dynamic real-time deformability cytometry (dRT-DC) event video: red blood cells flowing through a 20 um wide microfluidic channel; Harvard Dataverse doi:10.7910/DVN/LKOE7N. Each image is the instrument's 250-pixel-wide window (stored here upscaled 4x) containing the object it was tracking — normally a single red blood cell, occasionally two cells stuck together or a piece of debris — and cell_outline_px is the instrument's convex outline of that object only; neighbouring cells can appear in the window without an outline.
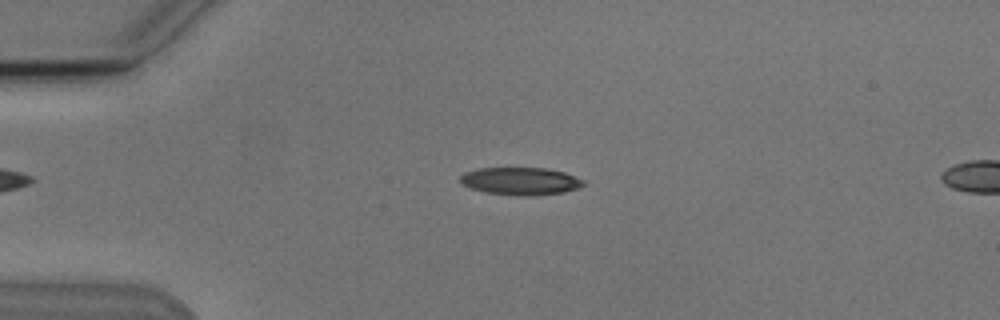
{"species": "Egyptian fruit bat (a non-hibernating species)", "species_latin": "Rousettus aegyptiacus", "temperature_condition": "cold", "stored_images_in_passage": 4, "camera_frame_rate_fps": 3000, "um_per_image_px": 0.085, "animal": {"sex": "male"}, "frame": {"image": 1, "passage_image": 2, "time_ms": 1.0, "image_size_px": [1000, 320], "cell_outline_px": [[588, 184], [580, 188], [564, 192], [536, 196], [516, 196], [488, 192], [472, 188], [460, 184], [460, 176], [464, 172], [476, 168], [548, 168], [564, 172], [584, 180]], "centroid_in_image_um": [44.28, 15.4], "position_along_channel_um": 40.7, "area_um2": 20.11}}